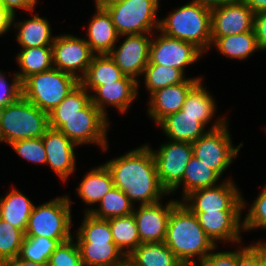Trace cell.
<instances>
[{
    "label": "cell",
    "mask_w": 266,
    "mask_h": 266,
    "mask_svg": "<svg viewBox=\"0 0 266 266\" xmlns=\"http://www.w3.org/2000/svg\"><path fill=\"white\" fill-rule=\"evenodd\" d=\"M114 187L121 189L136 206L153 204L170 196L162 187L151 149L142 144L104 163Z\"/></svg>",
    "instance_id": "obj_1"
},
{
    "label": "cell",
    "mask_w": 266,
    "mask_h": 266,
    "mask_svg": "<svg viewBox=\"0 0 266 266\" xmlns=\"http://www.w3.org/2000/svg\"><path fill=\"white\" fill-rule=\"evenodd\" d=\"M164 243L182 263H196L217 247L197 216L181 201L172 208Z\"/></svg>",
    "instance_id": "obj_2"
},
{
    "label": "cell",
    "mask_w": 266,
    "mask_h": 266,
    "mask_svg": "<svg viewBox=\"0 0 266 266\" xmlns=\"http://www.w3.org/2000/svg\"><path fill=\"white\" fill-rule=\"evenodd\" d=\"M159 30L167 36L192 43L206 54L212 45L211 8L191 0L161 18Z\"/></svg>",
    "instance_id": "obj_3"
},
{
    "label": "cell",
    "mask_w": 266,
    "mask_h": 266,
    "mask_svg": "<svg viewBox=\"0 0 266 266\" xmlns=\"http://www.w3.org/2000/svg\"><path fill=\"white\" fill-rule=\"evenodd\" d=\"M81 225L75 230L76 242L83 266H112L125 255L113 241L108 220L84 213Z\"/></svg>",
    "instance_id": "obj_4"
},
{
    "label": "cell",
    "mask_w": 266,
    "mask_h": 266,
    "mask_svg": "<svg viewBox=\"0 0 266 266\" xmlns=\"http://www.w3.org/2000/svg\"><path fill=\"white\" fill-rule=\"evenodd\" d=\"M49 127L60 130L78 147L99 146L101 151L109 149L107 138L110 120L92 102L72 116H48Z\"/></svg>",
    "instance_id": "obj_5"
},
{
    "label": "cell",
    "mask_w": 266,
    "mask_h": 266,
    "mask_svg": "<svg viewBox=\"0 0 266 266\" xmlns=\"http://www.w3.org/2000/svg\"><path fill=\"white\" fill-rule=\"evenodd\" d=\"M49 128L48 113L23 96L0 109V143L42 137Z\"/></svg>",
    "instance_id": "obj_6"
},
{
    "label": "cell",
    "mask_w": 266,
    "mask_h": 266,
    "mask_svg": "<svg viewBox=\"0 0 266 266\" xmlns=\"http://www.w3.org/2000/svg\"><path fill=\"white\" fill-rule=\"evenodd\" d=\"M71 197L60 195L47 202L34 205L30 214L25 237H47L55 240H69L72 235Z\"/></svg>",
    "instance_id": "obj_7"
},
{
    "label": "cell",
    "mask_w": 266,
    "mask_h": 266,
    "mask_svg": "<svg viewBox=\"0 0 266 266\" xmlns=\"http://www.w3.org/2000/svg\"><path fill=\"white\" fill-rule=\"evenodd\" d=\"M80 83L57 68L33 74L22 83V96L41 111L49 113Z\"/></svg>",
    "instance_id": "obj_8"
},
{
    "label": "cell",
    "mask_w": 266,
    "mask_h": 266,
    "mask_svg": "<svg viewBox=\"0 0 266 266\" xmlns=\"http://www.w3.org/2000/svg\"><path fill=\"white\" fill-rule=\"evenodd\" d=\"M160 0H118L105 8L119 36L154 33L159 29Z\"/></svg>",
    "instance_id": "obj_9"
},
{
    "label": "cell",
    "mask_w": 266,
    "mask_h": 266,
    "mask_svg": "<svg viewBox=\"0 0 266 266\" xmlns=\"http://www.w3.org/2000/svg\"><path fill=\"white\" fill-rule=\"evenodd\" d=\"M232 139L227 121L219 128L208 130L193 142V155L222 177L243 147V142L234 146Z\"/></svg>",
    "instance_id": "obj_10"
},
{
    "label": "cell",
    "mask_w": 266,
    "mask_h": 266,
    "mask_svg": "<svg viewBox=\"0 0 266 266\" xmlns=\"http://www.w3.org/2000/svg\"><path fill=\"white\" fill-rule=\"evenodd\" d=\"M222 180L217 186L192 191L181 202L192 212L245 210L249 203L233 178Z\"/></svg>",
    "instance_id": "obj_11"
},
{
    "label": "cell",
    "mask_w": 266,
    "mask_h": 266,
    "mask_svg": "<svg viewBox=\"0 0 266 266\" xmlns=\"http://www.w3.org/2000/svg\"><path fill=\"white\" fill-rule=\"evenodd\" d=\"M146 145L155 159L159 181L170 194L182 182L186 165L193 156L192 143L166 140L157 150L148 143Z\"/></svg>",
    "instance_id": "obj_12"
},
{
    "label": "cell",
    "mask_w": 266,
    "mask_h": 266,
    "mask_svg": "<svg viewBox=\"0 0 266 266\" xmlns=\"http://www.w3.org/2000/svg\"><path fill=\"white\" fill-rule=\"evenodd\" d=\"M51 47L53 68L64 71L79 81L86 74L95 55L84 37L69 33L57 34Z\"/></svg>",
    "instance_id": "obj_13"
},
{
    "label": "cell",
    "mask_w": 266,
    "mask_h": 266,
    "mask_svg": "<svg viewBox=\"0 0 266 266\" xmlns=\"http://www.w3.org/2000/svg\"><path fill=\"white\" fill-rule=\"evenodd\" d=\"M203 55L192 43L167 36L159 29L152 34L150 64L170 66L186 73V68L199 62Z\"/></svg>",
    "instance_id": "obj_14"
},
{
    "label": "cell",
    "mask_w": 266,
    "mask_h": 266,
    "mask_svg": "<svg viewBox=\"0 0 266 266\" xmlns=\"http://www.w3.org/2000/svg\"><path fill=\"white\" fill-rule=\"evenodd\" d=\"M152 34L119 36L117 43L109 53V56L121 69L122 73L138 82L141 81L139 77L142 78L144 69L149 62ZM121 37L124 39L122 42L119 41ZM119 42L120 44H118Z\"/></svg>",
    "instance_id": "obj_15"
},
{
    "label": "cell",
    "mask_w": 266,
    "mask_h": 266,
    "mask_svg": "<svg viewBox=\"0 0 266 266\" xmlns=\"http://www.w3.org/2000/svg\"><path fill=\"white\" fill-rule=\"evenodd\" d=\"M179 199H169L165 204L158 201L134 207L133 215L141 243L164 242L170 213Z\"/></svg>",
    "instance_id": "obj_16"
},
{
    "label": "cell",
    "mask_w": 266,
    "mask_h": 266,
    "mask_svg": "<svg viewBox=\"0 0 266 266\" xmlns=\"http://www.w3.org/2000/svg\"><path fill=\"white\" fill-rule=\"evenodd\" d=\"M245 211L193 212L207 236L218 246L219 243L239 245L242 243V215Z\"/></svg>",
    "instance_id": "obj_17"
},
{
    "label": "cell",
    "mask_w": 266,
    "mask_h": 266,
    "mask_svg": "<svg viewBox=\"0 0 266 266\" xmlns=\"http://www.w3.org/2000/svg\"><path fill=\"white\" fill-rule=\"evenodd\" d=\"M254 16L242 0L211 8V37L254 31Z\"/></svg>",
    "instance_id": "obj_18"
},
{
    "label": "cell",
    "mask_w": 266,
    "mask_h": 266,
    "mask_svg": "<svg viewBox=\"0 0 266 266\" xmlns=\"http://www.w3.org/2000/svg\"><path fill=\"white\" fill-rule=\"evenodd\" d=\"M46 152V166L67 182L76 170V152L78 146L68 139L60 130L48 128L42 136Z\"/></svg>",
    "instance_id": "obj_19"
},
{
    "label": "cell",
    "mask_w": 266,
    "mask_h": 266,
    "mask_svg": "<svg viewBox=\"0 0 266 266\" xmlns=\"http://www.w3.org/2000/svg\"><path fill=\"white\" fill-rule=\"evenodd\" d=\"M140 83L134 78L124 76L121 80L98 86L90 95L91 102L108 118L107 108L114 107L125 114L137 100Z\"/></svg>",
    "instance_id": "obj_20"
},
{
    "label": "cell",
    "mask_w": 266,
    "mask_h": 266,
    "mask_svg": "<svg viewBox=\"0 0 266 266\" xmlns=\"http://www.w3.org/2000/svg\"><path fill=\"white\" fill-rule=\"evenodd\" d=\"M202 78L201 75L188 77L183 83L166 86L153 92L148 98L147 115L157 125L167 115L181 110L187 94Z\"/></svg>",
    "instance_id": "obj_21"
},
{
    "label": "cell",
    "mask_w": 266,
    "mask_h": 266,
    "mask_svg": "<svg viewBox=\"0 0 266 266\" xmlns=\"http://www.w3.org/2000/svg\"><path fill=\"white\" fill-rule=\"evenodd\" d=\"M216 107V101L213 95L207 90V86L203 85L202 79L189 91L181 110L187 115L199 117V121L206 128L209 125V130H212L219 128L229 119L226 115H218V117H216ZM215 117L216 119H213ZM212 120L215 121L213 122Z\"/></svg>",
    "instance_id": "obj_22"
},
{
    "label": "cell",
    "mask_w": 266,
    "mask_h": 266,
    "mask_svg": "<svg viewBox=\"0 0 266 266\" xmlns=\"http://www.w3.org/2000/svg\"><path fill=\"white\" fill-rule=\"evenodd\" d=\"M31 14V18L17 20L16 15L12 18V28L16 32V42L21 48L52 46L56 35H52V28L46 17Z\"/></svg>",
    "instance_id": "obj_23"
},
{
    "label": "cell",
    "mask_w": 266,
    "mask_h": 266,
    "mask_svg": "<svg viewBox=\"0 0 266 266\" xmlns=\"http://www.w3.org/2000/svg\"><path fill=\"white\" fill-rule=\"evenodd\" d=\"M85 41L95 55L109 54L114 48L119 34L110 15L105 9H95L88 22Z\"/></svg>",
    "instance_id": "obj_24"
},
{
    "label": "cell",
    "mask_w": 266,
    "mask_h": 266,
    "mask_svg": "<svg viewBox=\"0 0 266 266\" xmlns=\"http://www.w3.org/2000/svg\"><path fill=\"white\" fill-rule=\"evenodd\" d=\"M114 187L111 172L103 163L92 167L76 187L77 196L87 205L83 212L90 213L103 196ZM92 206V207H90Z\"/></svg>",
    "instance_id": "obj_25"
},
{
    "label": "cell",
    "mask_w": 266,
    "mask_h": 266,
    "mask_svg": "<svg viewBox=\"0 0 266 266\" xmlns=\"http://www.w3.org/2000/svg\"><path fill=\"white\" fill-rule=\"evenodd\" d=\"M156 126L168 140L175 142L193 143L209 130L199 117L187 115L183 110L167 115Z\"/></svg>",
    "instance_id": "obj_26"
},
{
    "label": "cell",
    "mask_w": 266,
    "mask_h": 266,
    "mask_svg": "<svg viewBox=\"0 0 266 266\" xmlns=\"http://www.w3.org/2000/svg\"><path fill=\"white\" fill-rule=\"evenodd\" d=\"M34 205L20 189L12 187L0 195V218L25 233Z\"/></svg>",
    "instance_id": "obj_27"
},
{
    "label": "cell",
    "mask_w": 266,
    "mask_h": 266,
    "mask_svg": "<svg viewBox=\"0 0 266 266\" xmlns=\"http://www.w3.org/2000/svg\"><path fill=\"white\" fill-rule=\"evenodd\" d=\"M220 179L221 177L212 168L193 155L186 165L182 182L169 195L176 194L181 186L182 195L179 201H182L192 191L219 185L223 182Z\"/></svg>",
    "instance_id": "obj_28"
},
{
    "label": "cell",
    "mask_w": 266,
    "mask_h": 266,
    "mask_svg": "<svg viewBox=\"0 0 266 266\" xmlns=\"http://www.w3.org/2000/svg\"><path fill=\"white\" fill-rule=\"evenodd\" d=\"M215 48L226 59L245 61L255 52H260L254 31L225 37H212L211 49Z\"/></svg>",
    "instance_id": "obj_29"
},
{
    "label": "cell",
    "mask_w": 266,
    "mask_h": 266,
    "mask_svg": "<svg viewBox=\"0 0 266 266\" xmlns=\"http://www.w3.org/2000/svg\"><path fill=\"white\" fill-rule=\"evenodd\" d=\"M124 76L109 54L94 55L80 84L91 94L98 86L121 80Z\"/></svg>",
    "instance_id": "obj_30"
},
{
    "label": "cell",
    "mask_w": 266,
    "mask_h": 266,
    "mask_svg": "<svg viewBox=\"0 0 266 266\" xmlns=\"http://www.w3.org/2000/svg\"><path fill=\"white\" fill-rule=\"evenodd\" d=\"M15 56L19 68L15 73L21 83L30 75L53 68L51 46L21 48Z\"/></svg>",
    "instance_id": "obj_31"
},
{
    "label": "cell",
    "mask_w": 266,
    "mask_h": 266,
    "mask_svg": "<svg viewBox=\"0 0 266 266\" xmlns=\"http://www.w3.org/2000/svg\"><path fill=\"white\" fill-rule=\"evenodd\" d=\"M136 266H180L182 262L164 243H141L129 256Z\"/></svg>",
    "instance_id": "obj_32"
},
{
    "label": "cell",
    "mask_w": 266,
    "mask_h": 266,
    "mask_svg": "<svg viewBox=\"0 0 266 266\" xmlns=\"http://www.w3.org/2000/svg\"><path fill=\"white\" fill-rule=\"evenodd\" d=\"M108 221L114 243L125 256H129L141 244L133 213Z\"/></svg>",
    "instance_id": "obj_33"
},
{
    "label": "cell",
    "mask_w": 266,
    "mask_h": 266,
    "mask_svg": "<svg viewBox=\"0 0 266 266\" xmlns=\"http://www.w3.org/2000/svg\"><path fill=\"white\" fill-rule=\"evenodd\" d=\"M135 206L128 196L119 188L113 187L101 201L94 206L90 214L98 219L108 220L133 213Z\"/></svg>",
    "instance_id": "obj_34"
},
{
    "label": "cell",
    "mask_w": 266,
    "mask_h": 266,
    "mask_svg": "<svg viewBox=\"0 0 266 266\" xmlns=\"http://www.w3.org/2000/svg\"><path fill=\"white\" fill-rule=\"evenodd\" d=\"M142 77L148 96L158 89L183 83L188 79L187 77L185 78V73L179 69L160 64H150L149 62L144 69Z\"/></svg>",
    "instance_id": "obj_35"
},
{
    "label": "cell",
    "mask_w": 266,
    "mask_h": 266,
    "mask_svg": "<svg viewBox=\"0 0 266 266\" xmlns=\"http://www.w3.org/2000/svg\"><path fill=\"white\" fill-rule=\"evenodd\" d=\"M67 240H55L47 237H25L19 257L25 260L48 264L52 253Z\"/></svg>",
    "instance_id": "obj_36"
},
{
    "label": "cell",
    "mask_w": 266,
    "mask_h": 266,
    "mask_svg": "<svg viewBox=\"0 0 266 266\" xmlns=\"http://www.w3.org/2000/svg\"><path fill=\"white\" fill-rule=\"evenodd\" d=\"M25 233L0 218V266L19 255Z\"/></svg>",
    "instance_id": "obj_37"
},
{
    "label": "cell",
    "mask_w": 266,
    "mask_h": 266,
    "mask_svg": "<svg viewBox=\"0 0 266 266\" xmlns=\"http://www.w3.org/2000/svg\"><path fill=\"white\" fill-rule=\"evenodd\" d=\"M91 102L90 93L79 83L48 116H72Z\"/></svg>",
    "instance_id": "obj_38"
},
{
    "label": "cell",
    "mask_w": 266,
    "mask_h": 266,
    "mask_svg": "<svg viewBox=\"0 0 266 266\" xmlns=\"http://www.w3.org/2000/svg\"><path fill=\"white\" fill-rule=\"evenodd\" d=\"M245 216H242L243 232H251V230H266V182L253 200Z\"/></svg>",
    "instance_id": "obj_39"
},
{
    "label": "cell",
    "mask_w": 266,
    "mask_h": 266,
    "mask_svg": "<svg viewBox=\"0 0 266 266\" xmlns=\"http://www.w3.org/2000/svg\"><path fill=\"white\" fill-rule=\"evenodd\" d=\"M9 146L23 160L46 166L47 157L42 137L18 140Z\"/></svg>",
    "instance_id": "obj_40"
},
{
    "label": "cell",
    "mask_w": 266,
    "mask_h": 266,
    "mask_svg": "<svg viewBox=\"0 0 266 266\" xmlns=\"http://www.w3.org/2000/svg\"><path fill=\"white\" fill-rule=\"evenodd\" d=\"M74 237L62 242L52 253L48 266H83L81 254Z\"/></svg>",
    "instance_id": "obj_41"
},
{
    "label": "cell",
    "mask_w": 266,
    "mask_h": 266,
    "mask_svg": "<svg viewBox=\"0 0 266 266\" xmlns=\"http://www.w3.org/2000/svg\"><path fill=\"white\" fill-rule=\"evenodd\" d=\"M10 75L12 76V79L10 80L11 83L6 77V72L0 70V109L15 102L22 96V86L18 76L15 71Z\"/></svg>",
    "instance_id": "obj_42"
},
{
    "label": "cell",
    "mask_w": 266,
    "mask_h": 266,
    "mask_svg": "<svg viewBox=\"0 0 266 266\" xmlns=\"http://www.w3.org/2000/svg\"><path fill=\"white\" fill-rule=\"evenodd\" d=\"M217 246L209 255H207L204 259L196 262L198 266H237L238 264V248L234 247V251H221L216 249ZM216 251V252H215Z\"/></svg>",
    "instance_id": "obj_43"
},
{
    "label": "cell",
    "mask_w": 266,
    "mask_h": 266,
    "mask_svg": "<svg viewBox=\"0 0 266 266\" xmlns=\"http://www.w3.org/2000/svg\"><path fill=\"white\" fill-rule=\"evenodd\" d=\"M253 30L259 49L266 51V11L255 14Z\"/></svg>",
    "instance_id": "obj_44"
},
{
    "label": "cell",
    "mask_w": 266,
    "mask_h": 266,
    "mask_svg": "<svg viewBox=\"0 0 266 266\" xmlns=\"http://www.w3.org/2000/svg\"><path fill=\"white\" fill-rule=\"evenodd\" d=\"M38 0H0L1 6L6 8L13 16L17 10L34 13Z\"/></svg>",
    "instance_id": "obj_45"
},
{
    "label": "cell",
    "mask_w": 266,
    "mask_h": 266,
    "mask_svg": "<svg viewBox=\"0 0 266 266\" xmlns=\"http://www.w3.org/2000/svg\"><path fill=\"white\" fill-rule=\"evenodd\" d=\"M238 247V264L237 266H261L258 255L248 246Z\"/></svg>",
    "instance_id": "obj_46"
},
{
    "label": "cell",
    "mask_w": 266,
    "mask_h": 266,
    "mask_svg": "<svg viewBox=\"0 0 266 266\" xmlns=\"http://www.w3.org/2000/svg\"><path fill=\"white\" fill-rule=\"evenodd\" d=\"M12 18L13 15L6 8L0 6V37L12 30Z\"/></svg>",
    "instance_id": "obj_47"
},
{
    "label": "cell",
    "mask_w": 266,
    "mask_h": 266,
    "mask_svg": "<svg viewBox=\"0 0 266 266\" xmlns=\"http://www.w3.org/2000/svg\"><path fill=\"white\" fill-rule=\"evenodd\" d=\"M248 246L258 255L261 266H266V241L257 239Z\"/></svg>",
    "instance_id": "obj_48"
},
{
    "label": "cell",
    "mask_w": 266,
    "mask_h": 266,
    "mask_svg": "<svg viewBox=\"0 0 266 266\" xmlns=\"http://www.w3.org/2000/svg\"><path fill=\"white\" fill-rule=\"evenodd\" d=\"M1 266H48V264H41L16 256L13 259L5 261Z\"/></svg>",
    "instance_id": "obj_49"
},
{
    "label": "cell",
    "mask_w": 266,
    "mask_h": 266,
    "mask_svg": "<svg viewBox=\"0 0 266 266\" xmlns=\"http://www.w3.org/2000/svg\"><path fill=\"white\" fill-rule=\"evenodd\" d=\"M254 14L266 11V0H242Z\"/></svg>",
    "instance_id": "obj_50"
},
{
    "label": "cell",
    "mask_w": 266,
    "mask_h": 266,
    "mask_svg": "<svg viewBox=\"0 0 266 266\" xmlns=\"http://www.w3.org/2000/svg\"><path fill=\"white\" fill-rule=\"evenodd\" d=\"M193 1H196L206 7L214 8L220 5H225L226 3L234 2L236 0H193Z\"/></svg>",
    "instance_id": "obj_51"
},
{
    "label": "cell",
    "mask_w": 266,
    "mask_h": 266,
    "mask_svg": "<svg viewBox=\"0 0 266 266\" xmlns=\"http://www.w3.org/2000/svg\"><path fill=\"white\" fill-rule=\"evenodd\" d=\"M118 0H94L95 2V9H105L106 7L114 4Z\"/></svg>",
    "instance_id": "obj_52"
},
{
    "label": "cell",
    "mask_w": 266,
    "mask_h": 266,
    "mask_svg": "<svg viewBox=\"0 0 266 266\" xmlns=\"http://www.w3.org/2000/svg\"><path fill=\"white\" fill-rule=\"evenodd\" d=\"M112 266H136V264L128 256H125L120 262Z\"/></svg>",
    "instance_id": "obj_53"
},
{
    "label": "cell",
    "mask_w": 266,
    "mask_h": 266,
    "mask_svg": "<svg viewBox=\"0 0 266 266\" xmlns=\"http://www.w3.org/2000/svg\"><path fill=\"white\" fill-rule=\"evenodd\" d=\"M180 266H198L196 263H182Z\"/></svg>",
    "instance_id": "obj_54"
}]
</instances>
